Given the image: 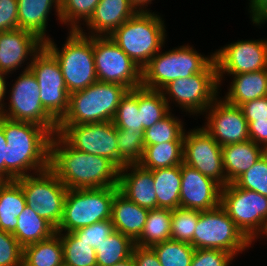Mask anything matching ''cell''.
Instances as JSON below:
<instances>
[{"mask_svg":"<svg viewBox=\"0 0 267 266\" xmlns=\"http://www.w3.org/2000/svg\"><path fill=\"white\" fill-rule=\"evenodd\" d=\"M228 92L223 97L228 103L241 104L267 96V69L232 75Z\"/></svg>","mask_w":267,"mask_h":266,"instance_id":"484cf974","label":"cell"},{"mask_svg":"<svg viewBox=\"0 0 267 266\" xmlns=\"http://www.w3.org/2000/svg\"><path fill=\"white\" fill-rule=\"evenodd\" d=\"M62 264L63 246L57 233L46 240L23 248V266H61Z\"/></svg>","mask_w":267,"mask_h":266,"instance_id":"4dcf8cb0","label":"cell"},{"mask_svg":"<svg viewBox=\"0 0 267 266\" xmlns=\"http://www.w3.org/2000/svg\"><path fill=\"white\" fill-rule=\"evenodd\" d=\"M6 137V181L39 173L49 168L52 134L43 126L14 121L0 115ZM33 173H30V172Z\"/></svg>","mask_w":267,"mask_h":266,"instance_id":"7a4b0ae2","label":"cell"},{"mask_svg":"<svg viewBox=\"0 0 267 266\" xmlns=\"http://www.w3.org/2000/svg\"><path fill=\"white\" fill-rule=\"evenodd\" d=\"M118 186L98 189H68L63 215L56 232H73L98 221L111 219Z\"/></svg>","mask_w":267,"mask_h":266,"instance_id":"52a82bcc","label":"cell"},{"mask_svg":"<svg viewBox=\"0 0 267 266\" xmlns=\"http://www.w3.org/2000/svg\"><path fill=\"white\" fill-rule=\"evenodd\" d=\"M251 245L220 205L200 212L192 240L195 249H219L237 257Z\"/></svg>","mask_w":267,"mask_h":266,"instance_id":"ba28073f","label":"cell"},{"mask_svg":"<svg viewBox=\"0 0 267 266\" xmlns=\"http://www.w3.org/2000/svg\"><path fill=\"white\" fill-rule=\"evenodd\" d=\"M16 181L21 185L26 205L57 228L68 188L49 168Z\"/></svg>","mask_w":267,"mask_h":266,"instance_id":"7c38bea8","label":"cell"},{"mask_svg":"<svg viewBox=\"0 0 267 266\" xmlns=\"http://www.w3.org/2000/svg\"><path fill=\"white\" fill-rule=\"evenodd\" d=\"M93 55L98 81L141 86L142 69L109 36H93Z\"/></svg>","mask_w":267,"mask_h":266,"instance_id":"5bb4252c","label":"cell"},{"mask_svg":"<svg viewBox=\"0 0 267 266\" xmlns=\"http://www.w3.org/2000/svg\"><path fill=\"white\" fill-rule=\"evenodd\" d=\"M18 29L17 0H0V32Z\"/></svg>","mask_w":267,"mask_h":266,"instance_id":"bcb514c9","label":"cell"},{"mask_svg":"<svg viewBox=\"0 0 267 266\" xmlns=\"http://www.w3.org/2000/svg\"><path fill=\"white\" fill-rule=\"evenodd\" d=\"M234 257L219 249H195L190 266H230Z\"/></svg>","mask_w":267,"mask_h":266,"instance_id":"f6af8a7d","label":"cell"},{"mask_svg":"<svg viewBox=\"0 0 267 266\" xmlns=\"http://www.w3.org/2000/svg\"><path fill=\"white\" fill-rule=\"evenodd\" d=\"M44 109L59 123L68 111L69 92L56 58L43 46L31 60Z\"/></svg>","mask_w":267,"mask_h":266,"instance_id":"4fadbf2b","label":"cell"},{"mask_svg":"<svg viewBox=\"0 0 267 266\" xmlns=\"http://www.w3.org/2000/svg\"><path fill=\"white\" fill-rule=\"evenodd\" d=\"M134 245L130 237L114 231L95 249L97 266H113L128 259Z\"/></svg>","mask_w":267,"mask_h":266,"instance_id":"836d02e7","label":"cell"},{"mask_svg":"<svg viewBox=\"0 0 267 266\" xmlns=\"http://www.w3.org/2000/svg\"><path fill=\"white\" fill-rule=\"evenodd\" d=\"M157 208L180 207L181 165L152 170Z\"/></svg>","mask_w":267,"mask_h":266,"instance_id":"f1b7e54d","label":"cell"},{"mask_svg":"<svg viewBox=\"0 0 267 266\" xmlns=\"http://www.w3.org/2000/svg\"><path fill=\"white\" fill-rule=\"evenodd\" d=\"M83 30L82 27L79 30H69L61 50L51 38L43 44L56 58L69 94L98 81L93 55V36H87Z\"/></svg>","mask_w":267,"mask_h":266,"instance_id":"277c9868","label":"cell"},{"mask_svg":"<svg viewBox=\"0 0 267 266\" xmlns=\"http://www.w3.org/2000/svg\"><path fill=\"white\" fill-rule=\"evenodd\" d=\"M250 140L267 151V120H256L248 124Z\"/></svg>","mask_w":267,"mask_h":266,"instance_id":"681fc988","label":"cell"},{"mask_svg":"<svg viewBox=\"0 0 267 266\" xmlns=\"http://www.w3.org/2000/svg\"><path fill=\"white\" fill-rule=\"evenodd\" d=\"M138 108L143 129L162 120L171 111L160 90L138 87Z\"/></svg>","mask_w":267,"mask_h":266,"instance_id":"d6a6232c","label":"cell"},{"mask_svg":"<svg viewBox=\"0 0 267 266\" xmlns=\"http://www.w3.org/2000/svg\"><path fill=\"white\" fill-rule=\"evenodd\" d=\"M100 0H60L61 24L69 25V30H79L80 21L86 23L92 16ZM82 19V20H81Z\"/></svg>","mask_w":267,"mask_h":266,"instance_id":"ab89813d","label":"cell"},{"mask_svg":"<svg viewBox=\"0 0 267 266\" xmlns=\"http://www.w3.org/2000/svg\"><path fill=\"white\" fill-rule=\"evenodd\" d=\"M173 115L170 112L162 120L144 130L145 147L147 145L161 144L169 141H184V122Z\"/></svg>","mask_w":267,"mask_h":266,"instance_id":"d590c367","label":"cell"},{"mask_svg":"<svg viewBox=\"0 0 267 266\" xmlns=\"http://www.w3.org/2000/svg\"><path fill=\"white\" fill-rule=\"evenodd\" d=\"M222 186L197 169L181 164L180 207L207 211L220 205Z\"/></svg>","mask_w":267,"mask_h":266,"instance_id":"d6986e66","label":"cell"},{"mask_svg":"<svg viewBox=\"0 0 267 266\" xmlns=\"http://www.w3.org/2000/svg\"><path fill=\"white\" fill-rule=\"evenodd\" d=\"M184 141H169L144 147L139 165L148 170L170 168L183 163Z\"/></svg>","mask_w":267,"mask_h":266,"instance_id":"f546056e","label":"cell"},{"mask_svg":"<svg viewBox=\"0 0 267 266\" xmlns=\"http://www.w3.org/2000/svg\"><path fill=\"white\" fill-rule=\"evenodd\" d=\"M26 200L21 185L16 181L0 182V230L13 233L17 217L23 212Z\"/></svg>","mask_w":267,"mask_h":266,"instance_id":"4316f807","label":"cell"},{"mask_svg":"<svg viewBox=\"0 0 267 266\" xmlns=\"http://www.w3.org/2000/svg\"><path fill=\"white\" fill-rule=\"evenodd\" d=\"M0 266H23V247L12 233L0 230Z\"/></svg>","mask_w":267,"mask_h":266,"instance_id":"ee69618b","label":"cell"},{"mask_svg":"<svg viewBox=\"0 0 267 266\" xmlns=\"http://www.w3.org/2000/svg\"><path fill=\"white\" fill-rule=\"evenodd\" d=\"M49 169L68 189L118 186L120 169L112 161L74 149L58 133L50 139Z\"/></svg>","mask_w":267,"mask_h":266,"instance_id":"6da1fadb","label":"cell"},{"mask_svg":"<svg viewBox=\"0 0 267 266\" xmlns=\"http://www.w3.org/2000/svg\"><path fill=\"white\" fill-rule=\"evenodd\" d=\"M137 12L129 0H100L84 24L90 30L87 36H109Z\"/></svg>","mask_w":267,"mask_h":266,"instance_id":"7402d4cb","label":"cell"},{"mask_svg":"<svg viewBox=\"0 0 267 266\" xmlns=\"http://www.w3.org/2000/svg\"><path fill=\"white\" fill-rule=\"evenodd\" d=\"M113 266H135V263L133 261V257L131 256L122 262L114 264Z\"/></svg>","mask_w":267,"mask_h":266,"instance_id":"11a10c76","label":"cell"},{"mask_svg":"<svg viewBox=\"0 0 267 266\" xmlns=\"http://www.w3.org/2000/svg\"><path fill=\"white\" fill-rule=\"evenodd\" d=\"M218 96L203 113L206 124L202 128L207 131L220 146L244 142L250 139L247 120L240 106L228 103Z\"/></svg>","mask_w":267,"mask_h":266,"instance_id":"ac0fdd59","label":"cell"},{"mask_svg":"<svg viewBox=\"0 0 267 266\" xmlns=\"http://www.w3.org/2000/svg\"><path fill=\"white\" fill-rule=\"evenodd\" d=\"M165 26L159 14L137 12L109 37L142 69L163 48Z\"/></svg>","mask_w":267,"mask_h":266,"instance_id":"3957f363","label":"cell"},{"mask_svg":"<svg viewBox=\"0 0 267 266\" xmlns=\"http://www.w3.org/2000/svg\"><path fill=\"white\" fill-rule=\"evenodd\" d=\"M57 133L74 149L105 157L118 167L117 134L112 121L58 125Z\"/></svg>","mask_w":267,"mask_h":266,"instance_id":"9a60e30c","label":"cell"},{"mask_svg":"<svg viewBox=\"0 0 267 266\" xmlns=\"http://www.w3.org/2000/svg\"><path fill=\"white\" fill-rule=\"evenodd\" d=\"M247 123L267 120V96L247 101L240 105Z\"/></svg>","mask_w":267,"mask_h":266,"instance_id":"7dc6e473","label":"cell"},{"mask_svg":"<svg viewBox=\"0 0 267 266\" xmlns=\"http://www.w3.org/2000/svg\"><path fill=\"white\" fill-rule=\"evenodd\" d=\"M193 48L186 44L165 52L159 51L142 68L141 86L161 91L176 79L200 73L214 59V53L203 56Z\"/></svg>","mask_w":267,"mask_h":266,"instance_id":"8992f818","label":"cell"},{"mask_svg":"<svg viewBox=\"0 0 267 266\" xmlns=\"http://www.w3.org/2000/svg\"><path fill=\"white\" fill-rule=\"evenodd\" d=\"M129 89L118 83L97 81L69 94L68 111L58 125L112 121L121 99Z\"/></svg>","mask_w":267,"mask_h":266,"instance_id":"5b68a950","label":"cell"},{"mask_svg":"<svg viewBox=\"0 0 267 266\" xmlns=\"http://www.w3.org/2000/svg\"><path fill=\"white\" fill-rule=\"evenodd\" d=\"M217 78L221 87L228 76L267 69V39L238 40L214 51Z\"/></svg>","mask_w":267,"mask_h":266,"instance_id":"e0dca14e","label":"cell"},{"mask_svg":"<svg viewBox=\"0 0 267 266\" xmlns=\"http://www.w3.org/2000/svg\"><path fill=\"white\" fill-rule=\"evenodd\" d=\"M263 235H264V237H267V224H266V227H265V229H264V231L260 237L262 238Z\"/></svg>","mask_w":267,"mask_h":266,"instance_id":"9f6ffc18","label":"cell"},{"mask_svg":"<svg viewBox=\"0 0 267 266\" xmlns=\"http://www.w3.org/2000/svg\"><path fill=\"white\" fill-rule=\"evenodd\" d=\"M218 88L217 66L213 59L200 73L176 79L161 91L170 109V103L175 101L182 111L184 109L190 115H203L219 96Z\"/></svg>","mask_w":267,"mask_h":266,"instance_id":"9c48e42d","label":"cell"},{"mask_svg":"<svg viewBox=\"0 0 267 266\" xmlns=\"http://www.w3.org/2000/svg\"><path fill=\"white\" fill-rule=\"evenodd\" d=\"M112 123L116 129L144 132L138 108V88L129 90L121 99Z\"/></svg>","mask_w":267,"mask_h":266,"instance_id":"8d00e7d4","label":"cell"},{"mask_svg":"<svg viewBox=\"0 0 267 266\" xmlns=\"http://www.w3.org/2000/svg\"><path fill=\"white\" fill-rule=\"evenodd\" d=\"M63 246V264L67 266H97L96 252L72 232H56Z\"/></svg>","mask_w":267,"mask_h":266,"instance_id":"e575fe53","label":"cell"},{"mask_svg":"<svg viewBox=\"0 0 267 266\" xmlns=\"http://www.w3.org/2000/svg\"><path fill=\"white\" fill-rule=\"evenodd\" d=\"M201 211L178 207L172 210L171 240L192 245L194 231Z\"/></svg>","mask_w":267,"mask_h":266,"instance_id":"60d3db41","label":"cell"},{"mask_svg":"<svg viewBox=\"0 0 267 266\" xmlns=\"http://www.w3.org/2000/svg\"><path fill=\"white\" fill-rule=\"evenodd\" d=\"M43 44L34 33L20 28L0 32V72L14 73L25 61L32 60Z\"/></svg>","mask_w":267,"mask_h":266,"instance_id":"ffe728a7","label":"cell"},{"mask_svg":"<svg viewBox=\"0 0 267 266\" xmlns=\"http://www.w3.org/2000/svg\"><path fill=\"white\" fill-rule=\"evenodd\" d=\"M6 76H8V74L6 73H3V72H0V113L2 111V109L4 108V106L7 104V103H4V99L6 97V92H8L7 90V84H6V79L7 78Z\"/></svg>","mask_w":267,"mask_h":266,"instance_id":"f5cc1de1","label":"cell"},{"mask_svg":"<svg viewBox=\"0 0 267 266\" xmlns=\"http://www.w3.org/2000/svg\"><path fill=\"white\" fill-rule=\"evenodd\" d=\"M220 206L251 242L261 236L267 224V197L228 183L222 187Z\"/></svg>","mask_w":267,"mask_h":266,"instance_id":"8fae6325","label":"cell"},{"mask_svg":"<svg viewBox=\"0 0 267 266\" xmlns=\"http://www.w3.org/2000/svg\"><path fill=\"white\" fill-rule=\"evenodd\" d=\"M144 132L116 129L118 146V168L127 164H137L144 152Z\"/></svg>","mask_w":267,"mask_h":266,"instance_id":"f35d334b","label":"cell"},{"mask_svg":"<svg viewBox=\"0 0 267 266\" xmlns=\"http://www.w3.org/2000/svg\"><path fill=\"white\" fill-rule=\"evenodd\" d=\"M250 18L253 24L261 26L267 22V0H249Z\"/></svg>","mask_w":267,"mask_h":266,"instance_id":"f907efd6","label":"cell"},{"mask_svg":"<svg viewBox=\"0 0 267 266\" xmlns=\"http://www.w3.org/2000/svg\"><path fill=\"white\" fill-rule=\"evenodd\" d=\"M154 250L161 266H190L195 248L185 242L167 240L157 243Z\"/></svg>","mask_w":267,"mask_h":266,"instance_id":"74e56055","label":"cell"},{"mask_svg":"<svg viewBox=\"0 0 267 266\" xmlns=\"http://www.w3.org/2000/svg\"><path fill=\"white\" fill-rule=\"evenodd\" d=\"M234 184L239 188L255 191L267 197V151Z\"/></svg>","mask_w":267,"mask_h":266,"instance_id":"b9f144b4","label":"cell"},{"mask_svg":"<svg viewBox=\"0 0 267 266\" xmlns=\"http://www.w3.org/2000/svg\"><path fill=\"white\" fill-rule=\"evenodd\" d=\"M17 219V227L12 235L23 248L46 240L56 233V228L51 223L40 217L37 212L27 205Z\"/></svg>","mask_w":267,"mask_h":266,"instance_id":"83f0119b","label":"cell"},{"mask_svg":"<svg viewBox=\"0 0 267 266\" xmlns=\"http://www.w3.org/2000/svg\"><path fill=\"white\" fill-rule=\"evenodd\" d=\"M172 210L150 209L141 235L134 241L140 247H151L171 239Z\"/></svg>","mask_w":267,"mask_h":266,"instance_id":"1f68e13d","label":"cell"},{"mask_svg":"<svg viewBox=\"0 0 267 266\" xmlns=\"http://www.w3.org/2000/svg\"><path fill=\"white\" fill-rule=\"evenodd\" d=\"M266 150L252 140L222 146L223 166L228 183H234L250 169Z\"/></svg>","mask_w":267,"mask_h":266,"instance_id":"d4e9b609","label":"cell"},{"mask_svg":"<svg viewBox=\"0 0 267 266\" xmlns=\"http://www.w3.org/2000/svg\"><path fill=\"white\" fill-rule=\"evenodd\" d=\"M17 2L18 28L34 33L43 42L47 41L50 38L46 36L47 20L53 8L61 22L60 0H17Z\"/></svg>","mask_w":267,"mask_h":266,"instance_id":"603a6c76","label":"cell"},{"mask_svg":"<svg viewBox=\"0 0 267 266\" xmlns=\"http://www.w3.org/2000/svg\"><path fill=\"white\" fill-rule=\"evenodd\" d=\"M29 61L11 85L8 109L7 105L4 106L0 115L14 121L41 125L53 135L57 133L58 122L44 109L40 101V88L36 77L29 70L31 60Z\"/></svg>","mask_w":267,"mask_h":266,"instance_id":"30bf717a","label":"cell"},{"mask_svg":"<svg viewBox=\"0 0 267 266\" xmlns=\"http://www.w3.org/2000/svg\"><path fill=\"white\" fill-rule=\"evenodd\" d=\"M118 190L140 207L149 210L157 208L152 170L145 169L138 163L127 164L119 170Z\"/></svg>","mask_w":267,"mask_h":266,"instance_id":"44dd1931","label":"cell"},{"mask_svg":"<svg viewBox=\"0 0 267 266\" xmlns=\"http://www.w3.org/2000/svg\"><path fill=\"white\" fill-rule=\"evenodd\" d=\"M148 212L149 209L140 207L118 191L112 202L111 221L115 231L135 241L141 235Z\"/></svg>","mask_w":267,"mask_h":266,"instance_id":"cb8c5ba5","label":"cell"},{"mask_svg":"<svg viewBox=\"0 0 267 266\" xmlns=\"http://www.w3.org/2000/svg\"><path fill=\"white\" fill-rule=\"evenodd\" d=\"M115 231L111 219L98 221L90 226L76 229L72 233L80 240L86 242L93 249L105 241Z\"/></svg>","mask_w":267,"mask_h":266,"instance_id":"7bdbcfd3","label":"cell"},{"mask_svg":"<svg viewBox=\"0 0 267 266\" xmlns=\"http://www.w3.org/2000/svg\"><path fill=\"white\" fill-rule=\"evenodd\" d=\"M183 163L197 169L222 187L228 184L223 166L222 146L202 127L184 133Z\"/></svg>","mask_w":267,"mask_h":266,"instance_id":"2e32d148","label":"cell"},{"mask_svg":"<svg viewBox=\"0 0 267 266\" xmlns=\"http://www.w3.org/2000/svg\"><path fill=\"white\" fill-rule=\"evenodd\" d=\"M130 3L135 7L138 12L150 11L147 9L148 5L151 4L153 0H129Z\"/></svg>","mask_w":267,"mask_h":266,"instance_id":"db71d44e","label":"cell"},{"mask_svg":"<svg viewBox=\"0 0 267 266\" xmlns=\"http://www.w3.org/2000/svg\"><path fill=\"white\" fill-rule=\"evenodd\" d=\"M132 257L135 266H161L158 257L151 247H140L134 245Z\"/></svg>","mask_w":267,"mask_h":266,"instance_id":"c3c4849f","label":"cell"},{"mask_svg":"<svg viewBox=\"0 0 267 266\" xmlns=\"http://www.w3.org/2000/svg\"><path fill=\"white\" fill-rule=\"evenodd\" d=\"M6 137L0 125V181H6Z\"/></svg>","mask_w":267,"mask_h":266,"instance_id":"816d5d0a","label":"cell"}]
</instances>
